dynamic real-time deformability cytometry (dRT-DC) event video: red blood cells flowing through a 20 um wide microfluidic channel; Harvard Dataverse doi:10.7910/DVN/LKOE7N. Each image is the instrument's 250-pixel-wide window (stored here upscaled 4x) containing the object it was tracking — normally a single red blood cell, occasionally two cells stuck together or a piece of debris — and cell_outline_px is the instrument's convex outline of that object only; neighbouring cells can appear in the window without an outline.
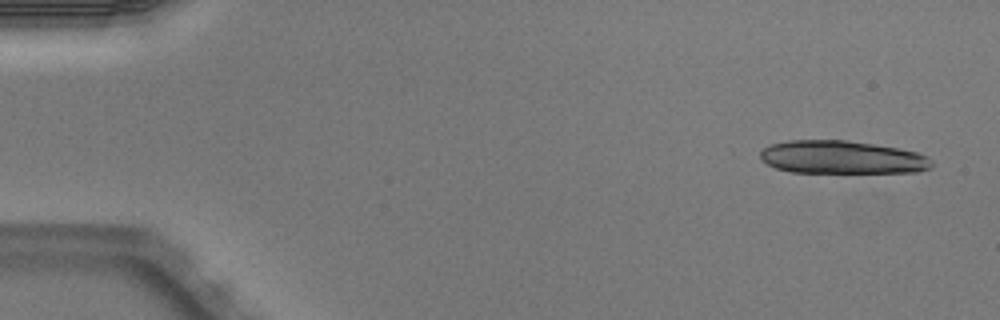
{"species": "Egyptian fruit bat (a non-hibernating species)", "species_latin": "Rousettus aegyptiacus", "temperature_condition": "warm", "stored_images_in_passage": 4, "camera_frame_rate_fps": 3000, "um_per_image_px": 0.085, "animal": {"sex": "male"}, "frame": {"image": 1, "passage_image": 1, "time_ms": 0.0, "image_size_px": [1000, 320], "cell_outline_px": [[932, 168], [920, 172], [792, 172], [776, 168], [760, 160], [760, 152], [764, 148], [772, 144], [788, 140], [844, 140], [872, 144], [896, 148], [916, 152], [928, 156], [932, 160]], "centroid_in_image_um": [71.57, 13.37], "position_along_channel_um": 13.4, "area_um2": 32.95}}